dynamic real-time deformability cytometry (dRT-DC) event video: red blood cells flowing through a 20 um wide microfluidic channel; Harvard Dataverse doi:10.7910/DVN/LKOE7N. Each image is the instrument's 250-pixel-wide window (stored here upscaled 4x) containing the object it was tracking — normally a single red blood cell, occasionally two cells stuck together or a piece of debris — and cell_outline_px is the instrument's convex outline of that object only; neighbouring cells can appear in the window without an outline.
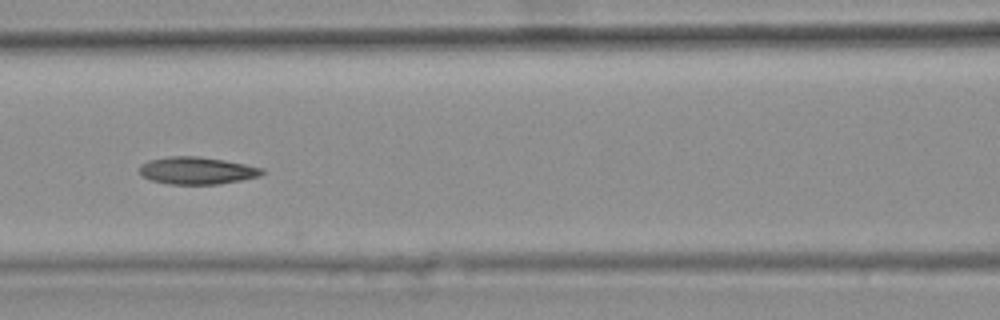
{"species": "common noctule bat (a hibernating species)", "species_latin": "Nyctalus noctula", "temperature_condition": "warm", "stored_images_in_passage": 25, "camera_frame_rate_fps": 3000, "um_per_image_px": 0.085, "animal": {"sex": "female", "body_mass_g": 25.1}, "frame": {"image": 1, "passage_image": 24, "time_ms": 7.667, "image_size_px": [1000, 320], "cell_outline_px": [[264, 172], [260, 176], [240, 180], [216, 184], [168, 184], [152, 180], [144, 176], [140, 172], [140, 164], [148, 160], [168, 156], [200, 156], [224, 160], [264, 168]], "centroid_in_image_um": [16.73, 14.49], "position_along_channel_um": 149.9, "area_um2": 19.42}}